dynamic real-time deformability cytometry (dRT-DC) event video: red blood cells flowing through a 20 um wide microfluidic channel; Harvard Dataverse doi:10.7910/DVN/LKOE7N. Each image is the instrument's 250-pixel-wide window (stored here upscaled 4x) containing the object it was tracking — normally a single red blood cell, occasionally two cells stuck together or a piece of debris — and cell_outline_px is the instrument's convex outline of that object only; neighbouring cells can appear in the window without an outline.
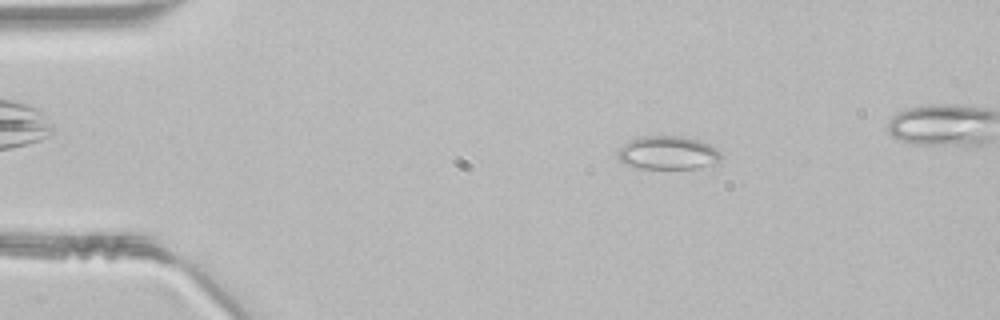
{"species": "common noctule bat (a hibernating species)", "species_latin": "Nyctalus noctula", "temperature_condition": "room temperature", "stored_images_in_passage": 45, "camera_frame_rate_fps": 3000, "um_per_image_px": 0.085, "animal": {"sex": "male", "body_mass_g": 21.5, "forearm_length_mm": 52.0}, "frame": {"image": 1, "passage_image": 8, "time_ms": 2.333, "image_size_px": [1000, 320], "cell_outline_px": [[720, 160], [716, 164], [696, 168], [640, 168], [624, 164], [616, 156], [616, 152], [624, 144], [632, 140], [644, 136], [684, 136], [708, 144], [716, 148], [720, 152]], "centroid_in_image_um": [56.76, 13.0], "position_along_channel_um": 28.2, "area_um2": 20.0}}
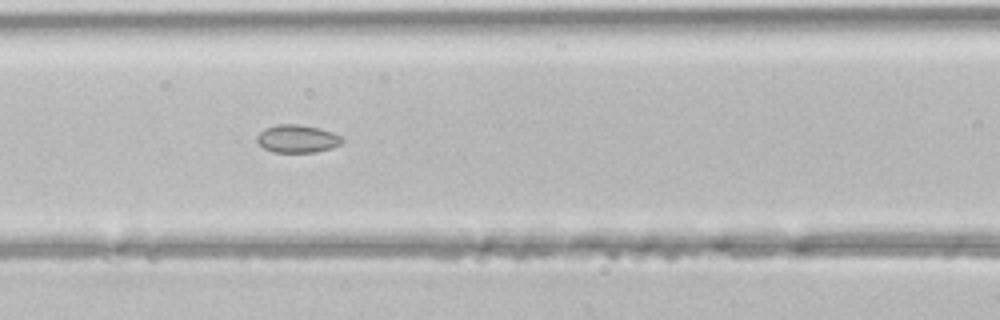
{"frame": {"image": 2, "passage_image": 20, "time_ms": 6.333, "image_size_px": [1000, 320], "cell_outline_px": [[344, 140], [340, 144], [332, 148], [316, 152], [272, 152], [264, 148], [256, 140], [256, 136], [264, 128], [276, 124], [300, 124], [320, 128], [332, 132], [340, 136]], "centroid_in_image_um": [25.26, 11.78], "position_along_channel_um": 141.3, "area_um2": 13.93}}
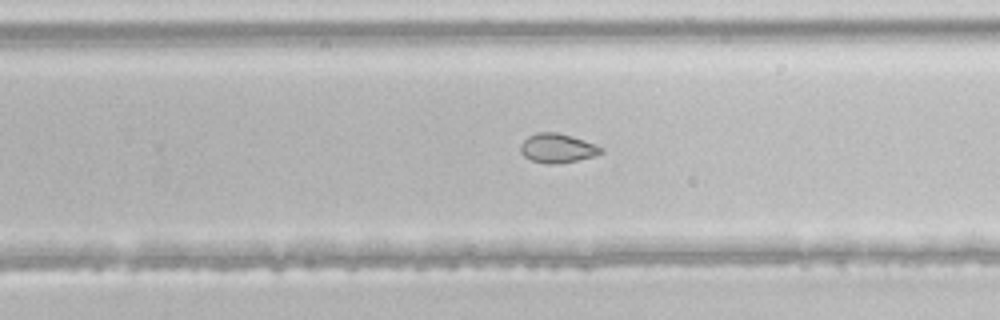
{"frame": {"image": 3, "passage_image": 30, "time_ms": 9.667, "image_size_px": [1000, 320], "cell_outline_px": [[604, 152], [596, 156], [556, 164], [548, 164], [532, 160], [524, 156], [520, 152], [520, 144], [528, 136], [536, 132], [556, 132], [584, 140], [604, 148]], "centroid_in_image_um": [47.38, 12.59], "position_along_channel_um": 282.4, "area_um2": 13.7}}